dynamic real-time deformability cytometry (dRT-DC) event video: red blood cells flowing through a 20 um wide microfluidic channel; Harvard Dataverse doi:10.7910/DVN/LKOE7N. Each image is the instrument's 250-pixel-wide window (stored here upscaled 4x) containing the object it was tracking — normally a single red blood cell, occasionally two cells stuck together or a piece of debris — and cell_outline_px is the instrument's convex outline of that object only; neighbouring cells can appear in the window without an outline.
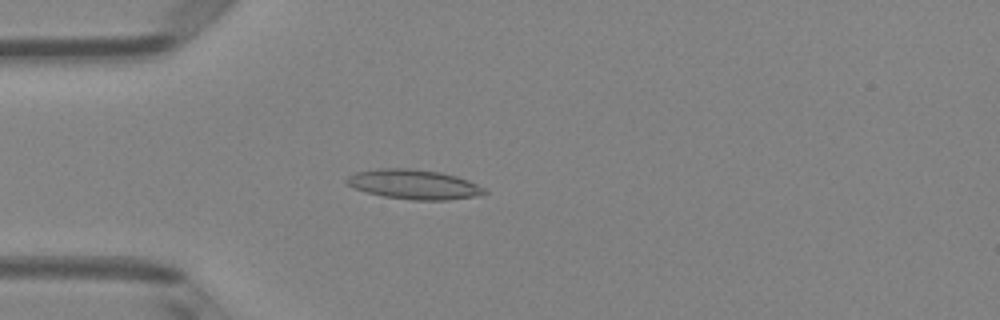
{"species": "Egyptian fruit bat (a non-hibernating species)", "species_latin": "Rousettus aegyptiacus", "temperature_condition": "room temperature", "stored_images_in_passage": 4, "camera_frame_rate_fps": 3000, "um_per_image_px": 0.085, "animal": {"sex": "female"}, "frame": {"image": 1, "passage_image": 4, "time_ms": 1.0, "image_size_px": [1000, 320], "cell_outline_px": [[488, 192], [476, 196], [448, 200], [412, 200], [384, 196], [352, 188], [344, 180], [348, 176], [356, 172], [380, 168], [408, 168], [440, 172], [456, 176], [468, 180], [484, 188]], "centroid_in_image_um": [35.16, 15.67], "position_along_channel_um": 49.8, "area_um2": 23.7}}